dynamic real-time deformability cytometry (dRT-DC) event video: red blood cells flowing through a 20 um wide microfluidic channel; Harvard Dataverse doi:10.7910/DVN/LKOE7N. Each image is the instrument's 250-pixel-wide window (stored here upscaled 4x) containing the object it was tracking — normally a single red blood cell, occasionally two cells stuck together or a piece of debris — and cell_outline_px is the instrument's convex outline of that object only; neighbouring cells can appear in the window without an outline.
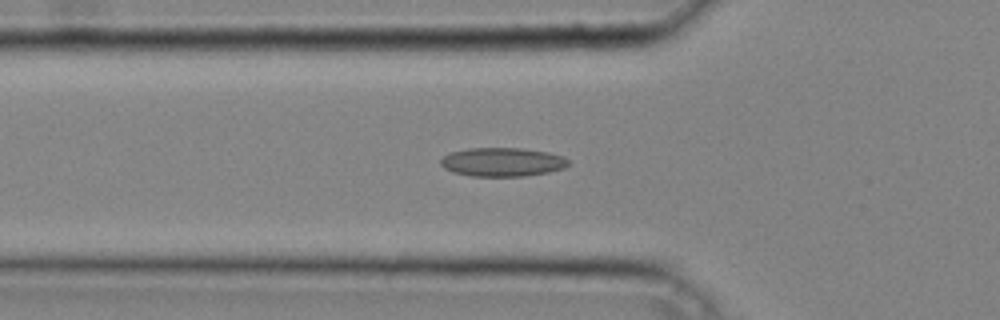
{"species": "common noctule bat (a hibernating species)", "species_latin": "Nyctalus noctula", "temperature_condition": "cold", "stored_images_in_passage": 34, "camera_frame_rate_fps": 3000, "um_per_image_px": 0.085, "animal": {"sex": "male", "body_mass_g": 20.4}, "frame": {"image": 1, "passage_image": 8, "time_ms": 2.333, "image_size_px": [1000, 320], "cell_outline_px": [[568, 164], [564, 168], [548, 172], [524, 176], [472, 176], [452, 172], [444, 168], [440, 164], [440, 160], [448, 152], [468, 148], [520, 148], [548, 152], [564, 156], [568, 160]], "centroid_in_image_um": [42.67, 13.77], "position_along_channel_um": 83.1, "area_um2": 21.5}}
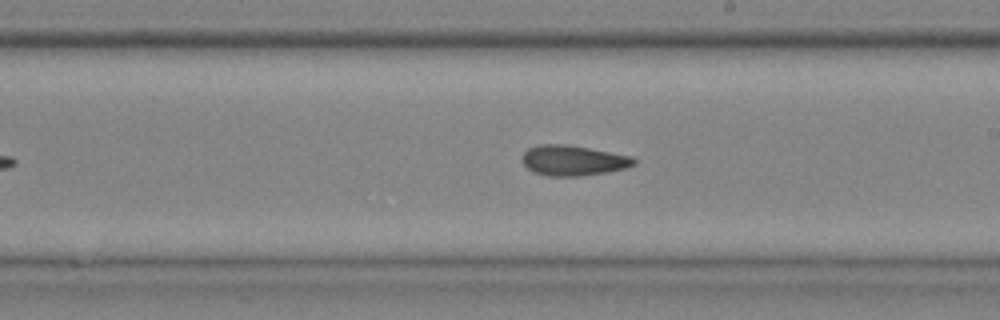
{"frame": {"image": 2, "passage_image": 18, "time_ms": 5.667, "image_size_px": [1000, 320], "cell_outline_px": [[636, 164], [628, 168], [608, 172], [580, 176], [548, 176], [536, 172], [528, 168], [524, 164], [524, 152], [528, 148], [540, 144], [568, 144], [632, 156], [636, 160]], "centroid_in_image_um": [48.78, 13.63], "position_along_channel_um": 240.2, "area_um2": 19.71}}
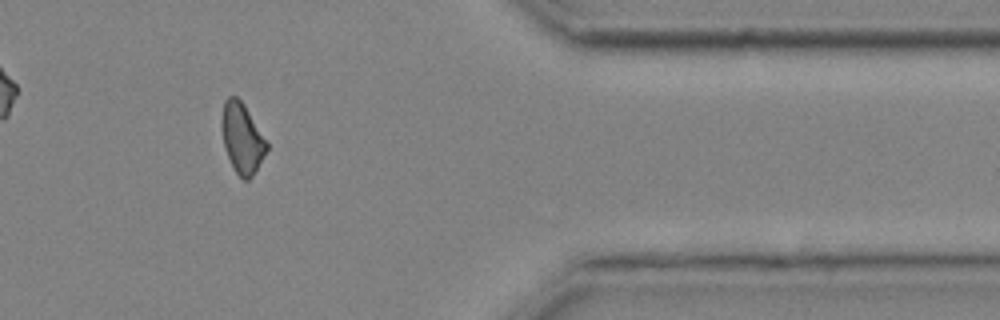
{"frame": {"image": 3, "passage_image": 29, "time_ms": 9.333, "image_size_px": [1000, 320], "cell_outline_px": [[268, 148], [252, 176], [248, 180], [244, 180], [232, 168], [224, 144], [220, 128], [220, 120], [224, 100], [228, 96], [236, 96], [244, 104], [268, 144]], "centroid_in_image_um": [20.54, 11.72], "position_along_channel_um": 390.9, "area_um2": 18.26}}